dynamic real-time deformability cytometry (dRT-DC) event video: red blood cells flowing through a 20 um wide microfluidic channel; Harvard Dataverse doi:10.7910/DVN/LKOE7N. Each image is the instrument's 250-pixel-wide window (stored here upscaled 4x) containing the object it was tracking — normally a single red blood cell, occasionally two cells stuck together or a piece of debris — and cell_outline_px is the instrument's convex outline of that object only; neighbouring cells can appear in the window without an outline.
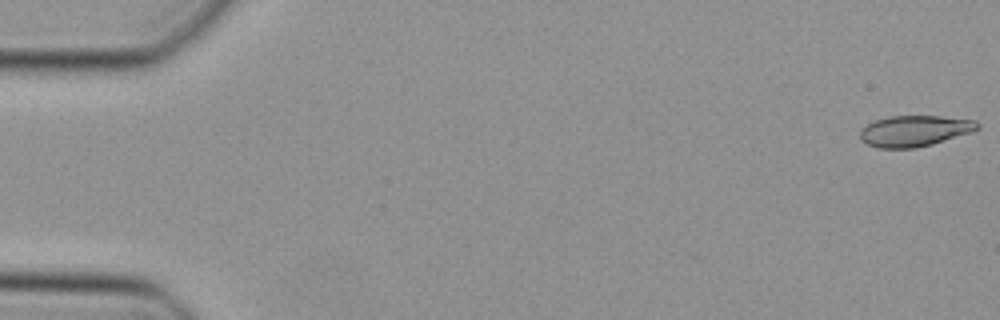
{"species": "Egyptian fruit bat (a non-hibernating species)", "species_latin": "Rousettus aegyptiacus", "temperature_condition": "cold", "stored_images_in_passage": 10, "camera_frame_rate_fps": 3000, "um_per_image_px": 0.085, "animal": {"sex": "female"}, "frame": {"image": 1, "passage_image": 1, "time_ms": 0.0, "image_size_px": [1000, 320], "cell_outline_px": [[980, 124], [972, 132], [932, 144], [916, 148], [876, 148], [860, 140], [860, 128], [876, 120], [888, 116], [940, 116], [976, 120]], "centroid_in_image_um": [77.71, 11.13], "position_along_channel_um": 7.3, "area_um2": 21.21}}